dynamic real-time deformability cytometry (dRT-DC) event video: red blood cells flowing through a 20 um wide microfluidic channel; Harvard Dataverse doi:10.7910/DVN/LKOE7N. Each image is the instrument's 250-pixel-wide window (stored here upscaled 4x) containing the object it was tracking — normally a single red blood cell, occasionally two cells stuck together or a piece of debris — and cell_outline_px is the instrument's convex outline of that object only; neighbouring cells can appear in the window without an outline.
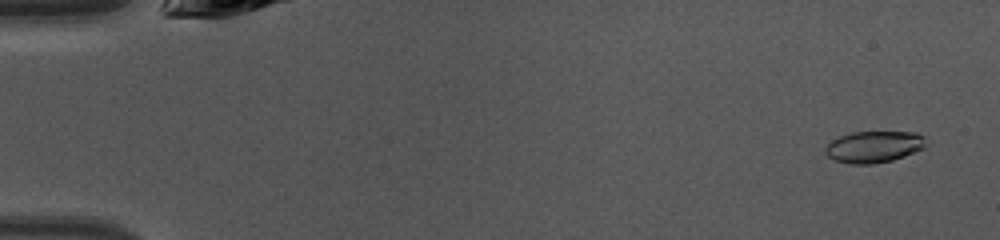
{"species": "common noctule bat (a hibernating species)", "species_latin": "Nyctalus noctula", "temperature_condition": "warm", "stored_images_in_passage": 13, "camera_frame_rate_fps": 3000, "um_per_image_px": 0.085, "animal": {"sex": "female", "body_mass_g": 10.0, "forearm_length_mm": 53.1}, "frame": {"image": 1, "passage_image": 3, "time_ms": 0.667, "image_size_px": [1000, 240], "cell_outline_px": [[924, 148], [904, 156], [892, 160], [872, 164], [848, 164], [836, 160], [828, 156], [824, 152], [824, 148], [832, 140], [840, 136], [852, 132], [916, 132], [924, 136]], "centroid_in_image_um": [74.26, 12.48], "position_along_channel_um": 10.7, "area_um2": 18.44}}